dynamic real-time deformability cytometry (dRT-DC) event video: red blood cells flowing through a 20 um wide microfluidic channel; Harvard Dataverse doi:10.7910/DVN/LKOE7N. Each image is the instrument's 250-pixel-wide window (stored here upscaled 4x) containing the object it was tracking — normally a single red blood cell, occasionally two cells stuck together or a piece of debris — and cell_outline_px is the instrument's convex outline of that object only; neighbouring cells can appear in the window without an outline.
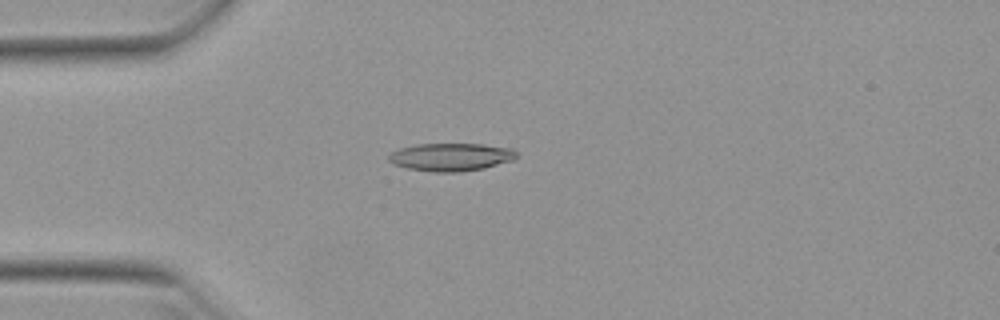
{"species": "Egyptian fruit bat (a non-hibernating species)", "species_latin": "Rousettus aegyptiacus", "temperature_condition": "warm", "stored_images_in_passage": 27, "camera_frame_rate_fps": 3000, "um_per_image_px": 0.085, "animal": {"sex": "female"}, "frame": {"image": 1, "passage_image": 14, "time_ms": 4.333, "image_size_px": [1000, 320], "cell_outline_px": [[520, 156], [516, 160], [484, 168], [460, 172], [432, 172], [408, 168], [392, 164], [388, 160], [388, 156], [392, 152], [400, 148], [416, 144], [484, 144], [512, 148]], "centroid_in_image_um": [38.38, 13.35], "position_along_channel_um": 46.6, "area_um2": 21.04}}
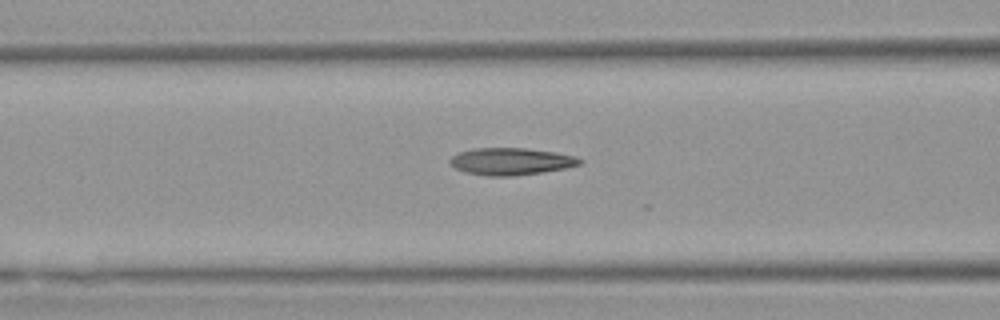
{"frame": {"image": 2, "passage_image": 21, "time_ms": 6.667, "image_size_px": [1000, 320], "cell_outline_px": [[584, 160], [580, 164], [564, 168], [540, 172], [512, 176], [488, 176], [464, 172], [456, 168], [448, 160], [452, 156], [460, 152], [476, 148], [524, 148], [556, 152], [576, 156]], "centroid_in_image_um": [43.44, 13.71], "position_along_channel_um": 123.2, "area_um2": 20.35}}
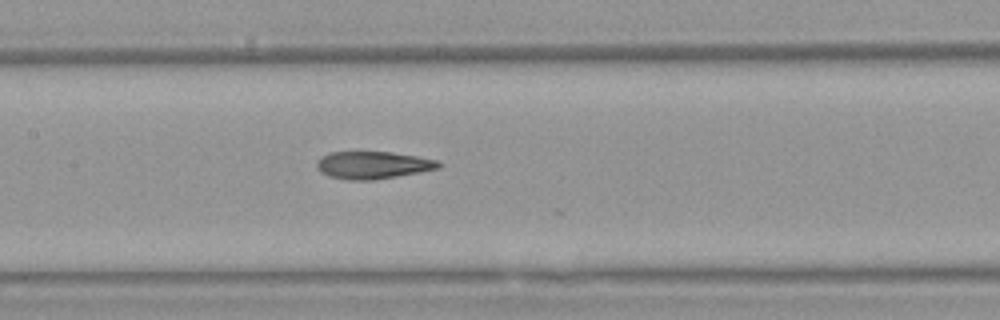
{"frame": {"image": 3, "passage_image": 25, "time_ms": 8.0, "image_size_px": [1000, 320], "cell_outline_px": [[440, 168], [420, 172], [372, 180], [348, 180], [328, 176], [320, 172], [316, 168], [316, 160], [320, 156], [328, 152], [392, 152], [440, 160]], "centroid_in_image_um": [31.65, 14.03], "position_along_channel_um": 175.7, "area_um2": 19.65}}